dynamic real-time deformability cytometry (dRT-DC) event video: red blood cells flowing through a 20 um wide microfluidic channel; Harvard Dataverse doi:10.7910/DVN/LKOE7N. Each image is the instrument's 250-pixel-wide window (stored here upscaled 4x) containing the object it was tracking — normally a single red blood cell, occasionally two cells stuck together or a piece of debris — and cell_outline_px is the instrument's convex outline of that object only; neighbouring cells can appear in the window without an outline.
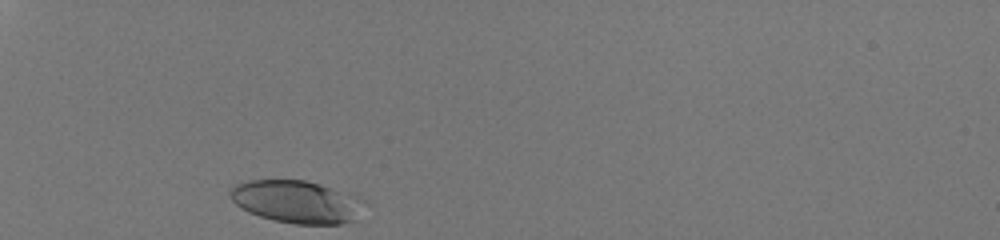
{"species": "human", "species_latin": "Homo sapiens", "temperature_condition": "room temperature", "stored_images_in_passage": 28, "camera_frame_rate_fps": 3000, "um_per_image_px": 0.085, "donor": {"sex": "male"}, "frame": {"image": 1, "passage_image": 1, "time_ms": 0.0, "image_size_px": [1000, 240], "cell_outline_px": [[364, 200], [356, 220], [340, 224], [296, 224], [272, 220], [248, 212], [240, 208], [232, 200], [228, 192], [236, 184], [248, 180], [304, 180], [320, 184], [360, 196]], "centroid_in_image_um": [25.21, 17.15], "position_along_channel_um": 59.8, "area_um2": 33.41}}
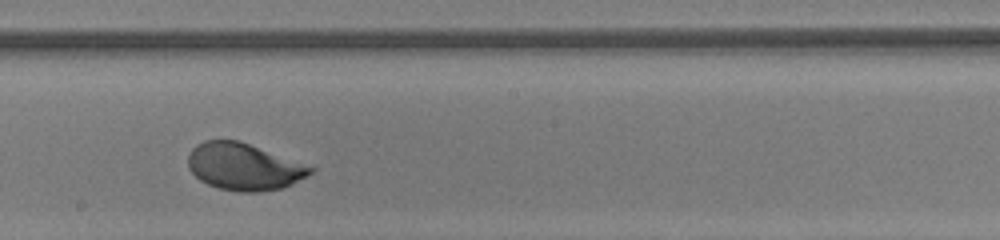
{"frame": {"image": 2, "passage_image": 16, "time_ms": 5.0, "image_size_px": [1000, 240], "cell_outline_px": [[316, 168], [308, 176], [284, 188], [260, 192], [240, 192], [216, 188], [200, 180], [188, 168], [188, 156], [192, 148], [196, 144], [204, 140], [240, 140]], "centroid_in_image_um": [20.73, 14.17], "position_along_channel_um": 227.5, "area_um2": 33.7}}
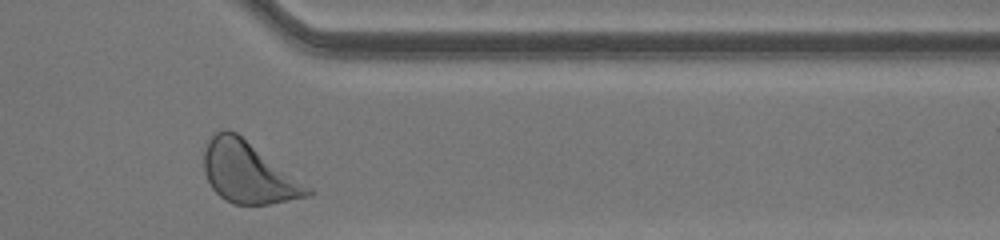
{"frame": {"image": 3, "passage_image": 28, "time_ms": 9.0, "image_size_px": [1000, 240], "cell_outline_px": [[316, 192], [308, 196], [268, 204], [232, 204], [220, 196], [212, 188], [204, 172], [204, 152], [208, 140], [216, 132], [224, 128], [228, 128], [236, 132], [312, 188]], "centroid_in_image_um": [21.1, 14.66], "position_along_channel_um": 390.3, "area_um2": 36.76}, "authors_computed_cell_mechanics": {"area_um2": 33.3217, "velocity_mm_per_s": 4.0751, "shape_relaxation_time_tau1_ms": 2.0776, "shape_relaxation_time_tau2_ms": null, "deformation_change_tau1": 0.1374, "deformation_change_tau2": null}}